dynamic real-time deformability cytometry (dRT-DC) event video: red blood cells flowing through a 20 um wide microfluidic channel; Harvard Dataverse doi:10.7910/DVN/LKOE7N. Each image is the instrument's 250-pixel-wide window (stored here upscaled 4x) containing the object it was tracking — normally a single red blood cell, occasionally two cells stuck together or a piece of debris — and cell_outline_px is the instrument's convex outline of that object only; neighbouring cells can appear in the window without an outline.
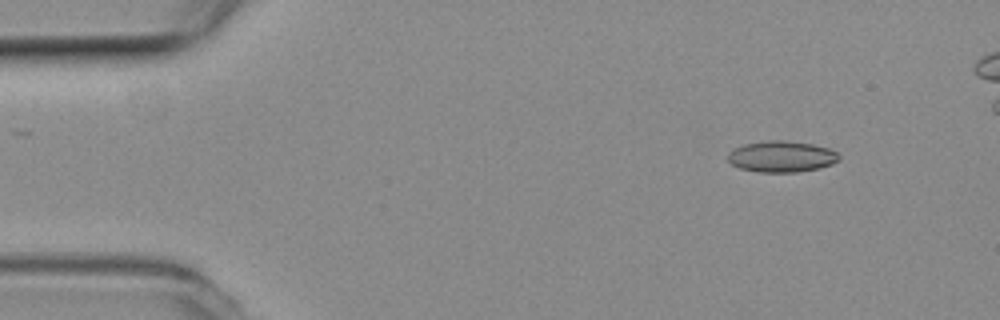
{"species": "common noctule bat (a hibernating species)", "species_latin": "Nyctalus noctula", "temperature_condition": "room temperature", "stored_images_in_passage": 7, "camera_frame_rate_fps": 3000, "um_per_image_px": 0.085, "animal": {"sex": "female", "body_mass_g": 19.3, "forearm_length_mm": 54.1}, "frame": {"image": 1, "passage_image": 1, "time_ms": 0.0, "image_size_px": [1000, 320], "cell_outline_px": [[840, 160], [832, 164], [820, 168], [796, 172], [756, 172], [740, 168], [732, 164], [728, 160], [728, 152], [732, 148], [744, 144], [768, 140], [784, 140], [812, 144], [828, 148], [836, 152], [840, 156]], "centroid_in_image_um": [66.42, 13.3], "position_along_channel_um": 18.6, "area_um2": 20.35}}
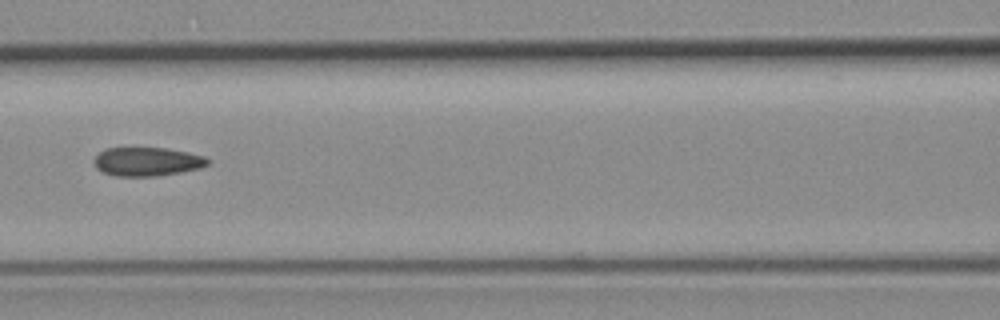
{"frame": {"image": 2, "passage_image": 6, "time_ms": 1.667, "image_size_px": [1000, 320], "cell_outline_px": [[208, 164], [200, 168], [180, 172], [156, 176], [116, 176], [104, 172], [96, 168], [92, 160], [100, 152], [108, 148], [164, 148], [188, 152], [204, 156], [208, 160]], "centroid_in_image_um": [12.49, 13.74], "position_along_channel_um": 154.1, "area_um2": 18.9}}
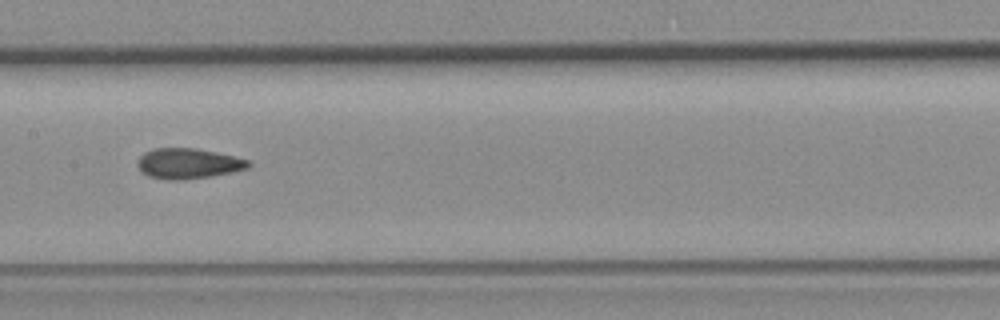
{"frame": {"image": 3, "passage_image": 7, "time_ms": 2.0, "image_size_px": [1000, 320], "cell_outline_px": [[252, 164], [248, 168], [232, 172], [212, 176], [184, 180], [168, 180], [148, 176], [140, 172], [136, 164], [140, 156], [144, 152], [156, 148], [196, 148], [216, 152], [248, 160]], "centroid_in_image_um": [15.96, 13.91], "position_along_channel_um": 191.4, "area_um2": 19.77}}